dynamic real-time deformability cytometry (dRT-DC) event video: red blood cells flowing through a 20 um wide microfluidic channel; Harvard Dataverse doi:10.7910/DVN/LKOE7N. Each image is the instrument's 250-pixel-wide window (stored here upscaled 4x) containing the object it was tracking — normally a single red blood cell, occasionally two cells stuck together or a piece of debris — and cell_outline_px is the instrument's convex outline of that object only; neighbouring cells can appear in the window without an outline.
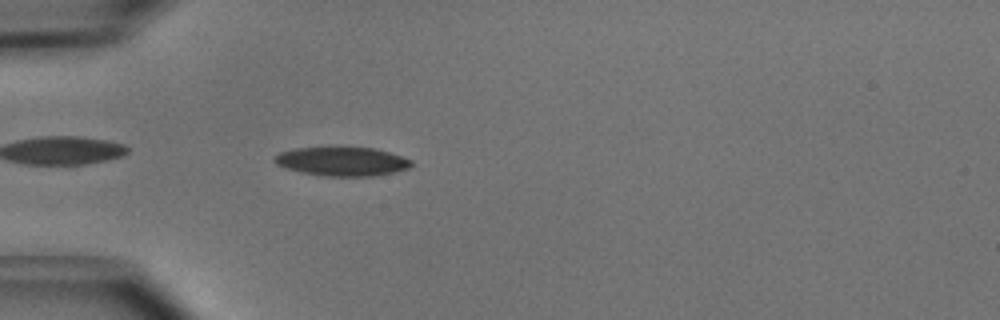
{"species": "common noctule bat (a hibernating species)", "species_latin": "Nyctalus noctula", "temperature_condition": "cold", "stored_images_in_passage": 38, "camera_frame_rate_fps": 3000, "um_per_image_px": 0.085, "animal": {"sex": "male", "body_mass_g": 15.6}, "frame": {"image": 1, "passage_image": 3, "time_ms": 0.667, "image_size_px": [1000, 320], "cell_outline_px": [[412, 164], [408, 168], [396, 172], [372, 176], [328, 176], [304, 172], [288, 168], [276, 164], [272, 160], [280, 152], [296, 148], [336, 144], [376, 148], [412, 160]], "centroid_in_image_um": [29.08, 13.66], "position_along_channel_um": 55.9, "area_um2": 23.76}}
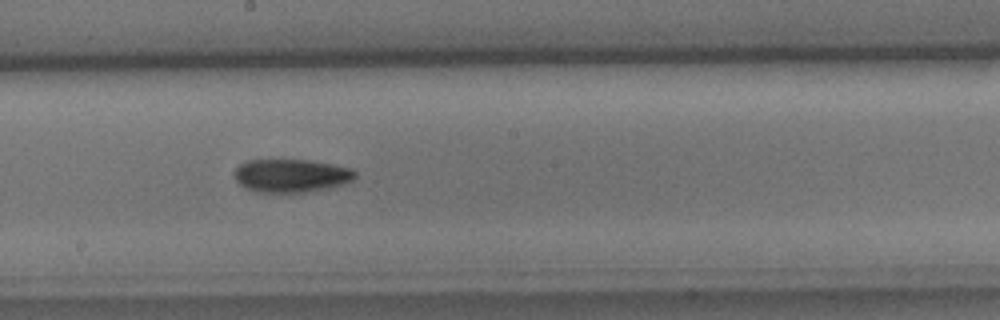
{"frame": {"image": 2, "passage_image": 16, "time_ms": 5.0, "image_size_px": [1000, 320], "cell_outline_px": [[356, 176], [352, 180], [328, 188], [308, 192], [256, 192], [240, 184], [236, 180], [236, 168], [240, 164], [248, 160], [304, 160], [332, 164], [352, 168], [356, 172]], "centroid_in_image_um": [24.77, 14.93], "position_along_channel_um": 223.4, "area_um2": 23.06}}
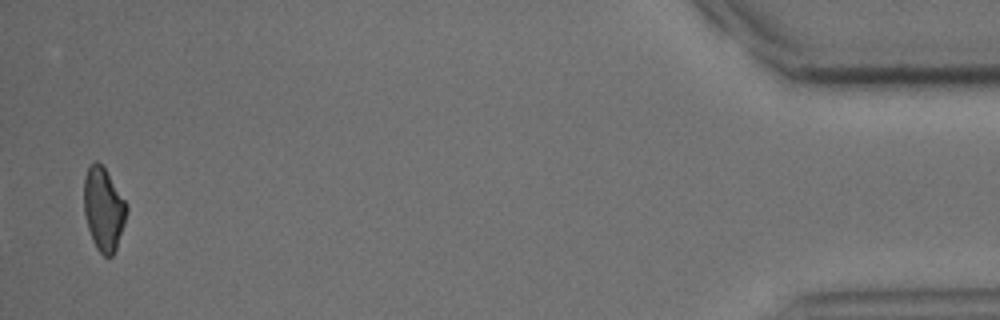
{"frame": {"image": 3, "passage_image": 37, "time_ms": 12.0, "image_size_px": [1000, 320], "cell_outline_px": [[128, 212], [116, 248], [112, 256], [104, 256], [96, 248], [92, 240], [84, 216], [84, 176], [88, 168], [96, 160], [104, 168], [124, 200], [128, 208]], "centroid_in_image_um": [8.79, 17.8], "position_along_channel_um": 426.4, "area_um2": 20.4}, "authors_computed_cell_mechanics": {"area_um2": 22.4842, "velocity_mm_per_s": 4.0395, "shape_relaxation_time_tau1_ms": 2.5387, "shape_relaxation_time_tau2_ms": null, "deformation_change_tau1": 0.1038, "deformation_change_tau2": null}}